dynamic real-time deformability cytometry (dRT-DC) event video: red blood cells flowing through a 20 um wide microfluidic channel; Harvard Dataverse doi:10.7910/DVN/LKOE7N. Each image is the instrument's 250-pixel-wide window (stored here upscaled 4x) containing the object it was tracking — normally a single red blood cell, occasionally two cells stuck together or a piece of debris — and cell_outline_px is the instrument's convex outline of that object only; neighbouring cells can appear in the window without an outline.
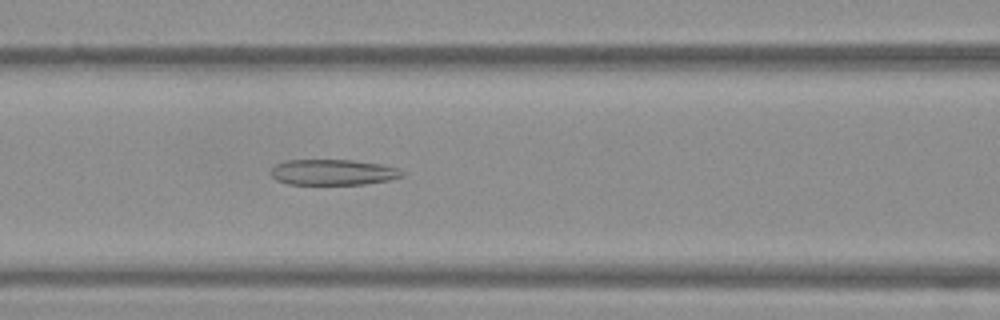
{"species": "Egyptian fruit bat (a non-hibernating species)", "species_latin": "Rousettus aegyptiacus", "temperature_condition": "warm", "stored_images_in_passage": 52, "camera_frame_rate_fps": 3000, "um_per_image_px": 0.085, "frame": {"image": 1, "passage_image": 22, "time_ms": 7.0, "image_size_px": [1000, 320], "cell_outline_px": [[408, 172], [404, 176], [388, 180], [364, 184], [288, 184], [276, 180], [272, 176], [272, 168], [276, 164], [284, 160], [352, 160], [380, 164], [400, 168]], "centroid_in_image_um": [28.36, 14.64], "position_along_channel_um": 138.2, "area_um2": 19.77}}
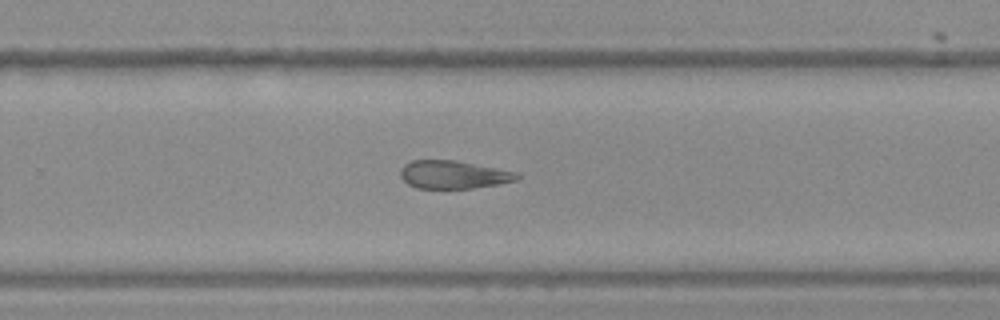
{"frame": {"image": 2, "passage_image": 34, "time_ms": 11.0, "image_size_px": [1000, 320], "cell_outline_px": [[520, 176], [516, 180], [500, 184], [472, 188], [416, 188], [408, 184], [400, 176], [400, 168], [404, 164], [412, 160], [456, 160], [516, 172]], "centroid_in_image_um": [38.51, 14.84], "position_along_channel_um": 291.3, "area_um2": 19.02}}
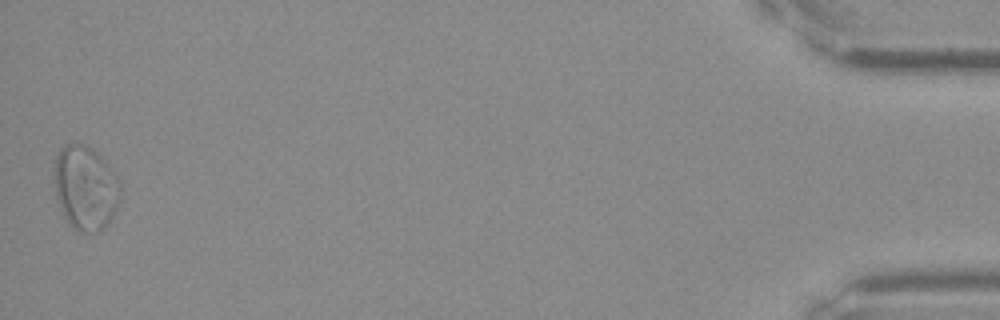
{"frame": {"image": 3, "passage_image": 52, "time_ms": 17.0, "image_size_px": [1000, 320], "cell_outline_px": [[120, 200], [112, 216], [104, 228], [96, 232], [80, 232], [72, 228], [56, 196], [52, 176], [52, 164], [60, 148], [64, 144], [84, 144], [92, 148], [104, 160], [116, 176], [120, 184]], "centroid_in_image_um": [7.23, 15.93], "position_along_channel_um": 428.0, "area_um2": 32.54}, "authors_computed_cell_mechanics": {"area_um2": 24.3627, "velocity_mm_per_s": 3.8297, "shape_relaxation_time_tau1_ms": null, "shape_relaxation_time_tau2_ms": 2.0595, "deformation_change_tau1": null, "deformation_change_tau2": 0.1063}}